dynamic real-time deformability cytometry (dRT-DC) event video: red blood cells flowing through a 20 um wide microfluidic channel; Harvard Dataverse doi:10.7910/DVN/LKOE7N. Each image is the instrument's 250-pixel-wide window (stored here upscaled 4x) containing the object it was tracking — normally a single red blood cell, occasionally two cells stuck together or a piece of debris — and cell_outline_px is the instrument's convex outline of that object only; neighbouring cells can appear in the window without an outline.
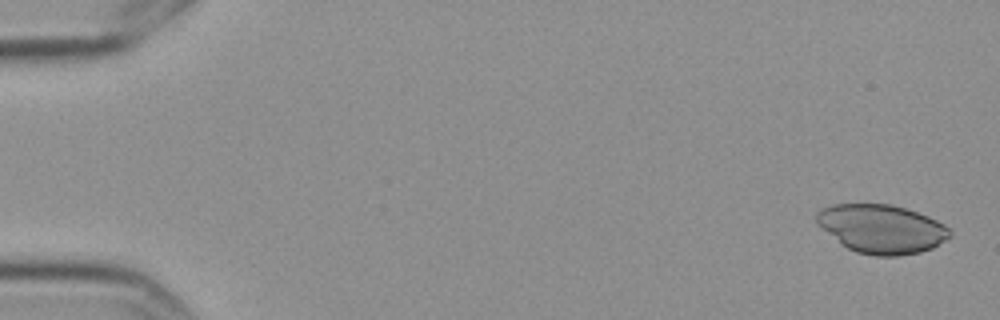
{"species": "Egyptian fruit bat (a non-hibernating species)", "species_latin": "Rousettus aegyptiacus", "temperature_condition": "cold", "stored_images_in_passage": 5, "camera_frame_rate_fps": 3000, "um_per_image_px": 0.085, "frame": {"image": 1, "passage_image": 1, "time_ms": 0.0, "image_size_px": [1000, 320], "cell_outline_px": [[952, 236], [932, 248], [920, 252], [900, 256], [876, 256], [856, 252], [848, 248], [816, 224], [816, 212], [820, 208], [832, 204], [892, 204], [928, 216], [944, 224], [952, 232]], "centroid_in_image_um": [74.93, 19.45], "position_along_channel_um": 10.1, "area_um2": 37.86}}